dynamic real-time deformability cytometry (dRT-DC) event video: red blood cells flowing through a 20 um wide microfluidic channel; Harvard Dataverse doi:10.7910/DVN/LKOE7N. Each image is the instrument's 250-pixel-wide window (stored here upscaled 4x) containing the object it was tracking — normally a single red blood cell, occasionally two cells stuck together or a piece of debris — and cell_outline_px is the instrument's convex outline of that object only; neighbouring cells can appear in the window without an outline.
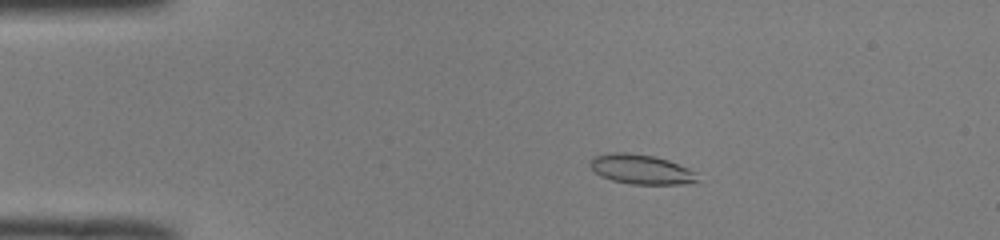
{"species": "common noctule bat (a hibernating species)", "species_latin": "Nyctalus noctula", "temperature_condition": "room temperature", "stored_images_in_passage": 51, "camera_frame_rate_fps": 3000, "um_per_image_px": 0.085, "animal": {"sex": "male", "body_mass_g": 19.0, "forearm_length_mm": 50.8}, "frame": {"image": 1, "passage_image": 10, "time_ms": 3.0, "image_size_px": [1000, 240], "cell_outline_px": [[700, 180], [692, 184], [632, 184], [612, 180], [600, 176], [588, 164], [588, 160], [592, 156], [616, 152], [624, 152], [652, 156], [668, 160], [688, 168], [696, 172]], "centroid_in_image_um": [54.5, 14.4], "position_along_channel_um": 30.5, "area_um2": 18.67}}
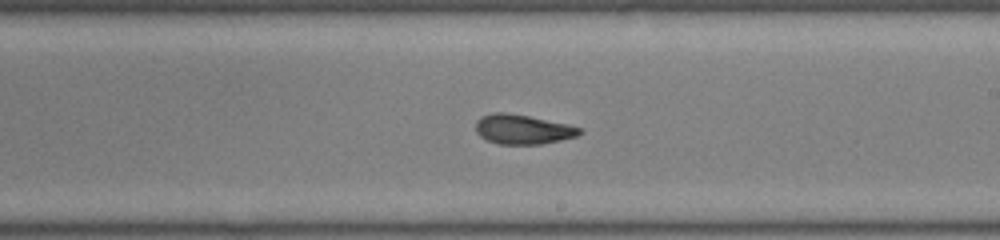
{"frame": {"image": 2, "passage_image": 30, "time_ms": 9.667, "image_size_px": [1000, 240], "cell_outline_px": [[584, 132], [576, 136], [560, 140], [540, 144], [500, 144], [488, 140], [480, 136], [476, 132], [476, 120], [480, 116], [492, 112], [504, 112], [528, 116], [568, 124], [580, 128]], "centroid_in_image_um": [44.41, 10.98], "position_along_channel_um": 244.6, "area_um2": 17.86}}
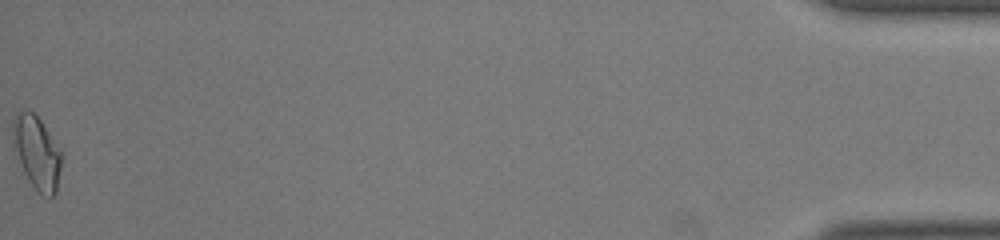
{"frame": {"image": 3, "passage_image": 51, "time_ms": 16.667, "image_size_px": [1000, 240], "cell_outline_px": [[60, 168], [56, 192], [52, 196], [48, 196], [36, 192], [28, 180], [24, 172], [12, 140], [12, 120], [20, 112], [32, 112], [40, 120], [60, 148]], "centroid_in_image_um": [3.12, 12.99], "position_along_channel_um": 432.1, "area_um2": 20.17}, "authors_computed_cell_mechanics": {"area_um2": 18.496, "velocity_mm_per_s": 4.0585, "shape_relaxation_time_tau1_ms": 7.8468, "shape_relaxation_time_tau2_ms": 2.0176, "deformation_change_tau1": 0.2423, "deformation_change_tau2": 0.0911}}